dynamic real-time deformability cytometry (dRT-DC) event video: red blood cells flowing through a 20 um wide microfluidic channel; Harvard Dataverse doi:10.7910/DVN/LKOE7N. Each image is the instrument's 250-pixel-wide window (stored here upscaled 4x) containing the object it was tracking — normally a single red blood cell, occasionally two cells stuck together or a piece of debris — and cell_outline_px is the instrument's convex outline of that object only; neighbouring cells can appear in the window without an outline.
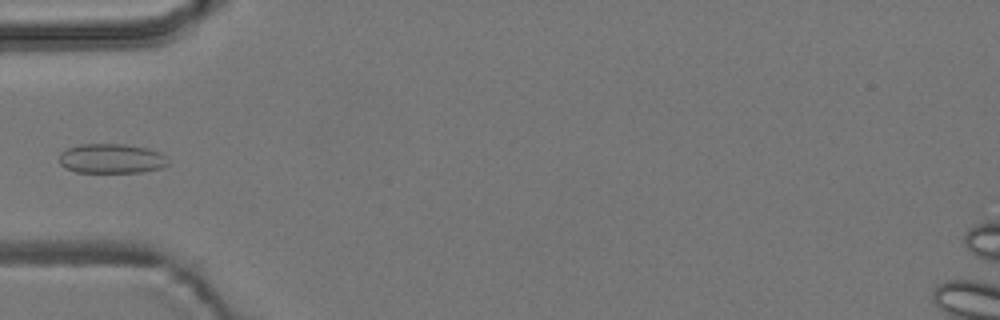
{"species": "common noctule bat (a hibernating species)", "species_latin": "Nyctalus noctula", "temperature_condition": "room temperature", "stored_images_in_passage": 5, "camera_frame_rate_fps": 3000, "um_per_image_px": 0.085, "animal": {"sex": "male", "body_mass_g": 19.2, "forearm_length_mm": 51.8}, "frame": {"image": 1, "passage_image": 4, "time_ms": 1.0, "image_size_px": [1000, 320], "cell_outline_px": [[168, 164], [160, 168], [144, 172], [76, 172], [64, 168], [60, 164], [60, 152], [68, 148], [80, 144], [124, 144], [148, 148], [164, 156]], "centroid_in_image_um": [9.42, 13.48], "position_along_channel_um": 75.6, "area_um2": 18.67}}
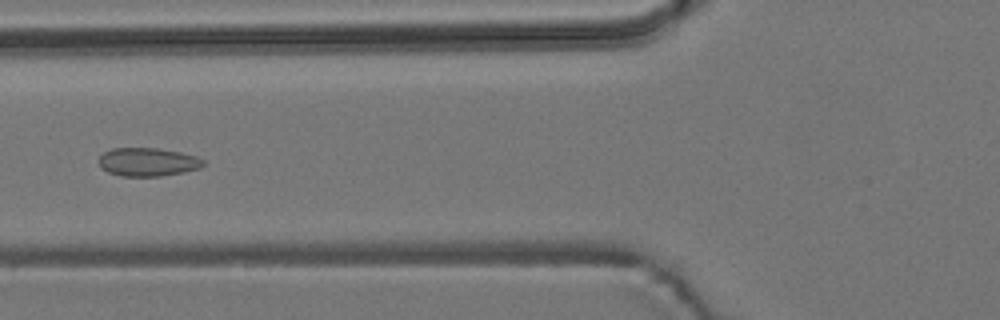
{"frame": {"image": 2, "passage_image": 5, "time_ms": 1.333, "image_size_px": [1000, 320], "cell_outline_px": [[204, 164], [200, 168], [184, 172], [160, 176], [120, 176], [108, 172], [100, 168], [96, 160], [104, 152], [112, 148], [156, 148], [180, 152], [196, 156], [204, 160]], "centroid_in_image_um": [12.52, 13.77], "position_along_channel_um": 113.3, "area_um2": 17.46}}